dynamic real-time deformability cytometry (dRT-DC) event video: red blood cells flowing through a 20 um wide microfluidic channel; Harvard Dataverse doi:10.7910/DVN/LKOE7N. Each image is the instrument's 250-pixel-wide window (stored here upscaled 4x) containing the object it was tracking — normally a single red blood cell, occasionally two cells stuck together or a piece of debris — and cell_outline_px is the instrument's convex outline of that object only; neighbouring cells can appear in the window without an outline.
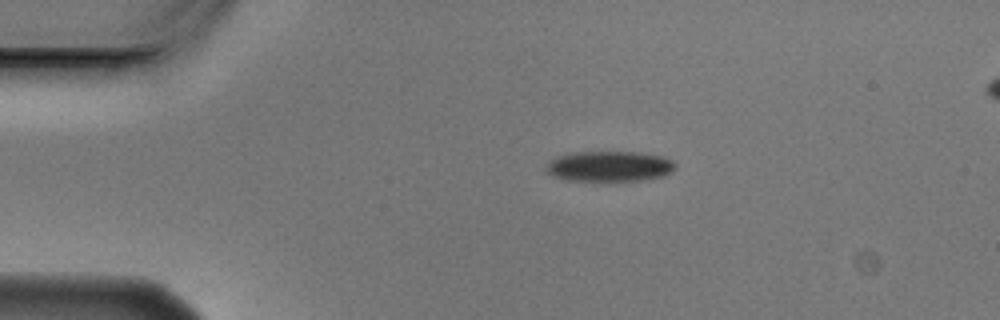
{"species": "Egyptian fruit bat (a non-hibernating species)", "species_latin": "Rousettus aegyptiacus", "temperature_condition": "cold", "stored_images_in_passage": 4, "camera_frame_rate_fps": 3000, "um_per_image_px": 0.085, "animal": {"sex": "male"}, "frame": {"image": 1, "passage_image": 2, "time_ms": 0.333, "image_size_px": [1000, 320], "cell_outline_px": [[676, 168], [672, 172], [664, 176], [644, 180], [564, 180], [552, 176], [544, 168], [544, 164], [556, 156], [576, 152], [640, 152], [664, 156], [672, 160], [676, 164]], "centroid_in_image_um": [51.8, 14.13], "position_along_channel_um": 33.2, "area_um2": 23.18}}